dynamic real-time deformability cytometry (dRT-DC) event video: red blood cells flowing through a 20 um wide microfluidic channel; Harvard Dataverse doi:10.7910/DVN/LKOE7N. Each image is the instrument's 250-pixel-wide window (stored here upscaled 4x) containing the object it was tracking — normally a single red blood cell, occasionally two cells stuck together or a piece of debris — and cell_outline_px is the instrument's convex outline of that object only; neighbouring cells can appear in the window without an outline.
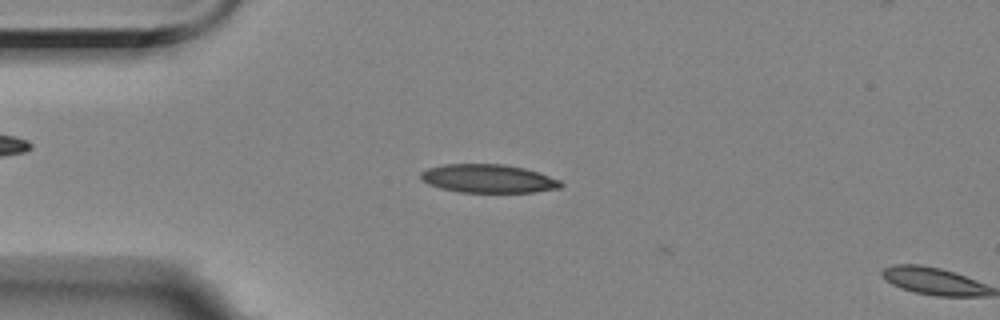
{"species": "Egyptian fruit bat (a non-hibernating species)", "species_latin": "Rousettus aegyptiacus", "temperature_condition": "room temperature", "stored_images_in_passage": 2, "camera_frame_rate_fps": 3000, "um_per_image_px": 0.085, "animal": {"sex": "female"}, "frame": {"image": 1, "passage_image": 1, "time_ms": 0.0, "image_size_px": [1000, 320], "cell_outline_px": [[564, 184], [560, 188], [532, 192], [460, 192], [440, 188], [428, 184], [420, 180], [420, 172], [428, 168], [444, 164], [504, 164], [524, 168], [560, 180]], "centroid_in_image_um": [41.46, 15.18], "position_along_channel_um": 43.5, "area_um2": 23.18}}